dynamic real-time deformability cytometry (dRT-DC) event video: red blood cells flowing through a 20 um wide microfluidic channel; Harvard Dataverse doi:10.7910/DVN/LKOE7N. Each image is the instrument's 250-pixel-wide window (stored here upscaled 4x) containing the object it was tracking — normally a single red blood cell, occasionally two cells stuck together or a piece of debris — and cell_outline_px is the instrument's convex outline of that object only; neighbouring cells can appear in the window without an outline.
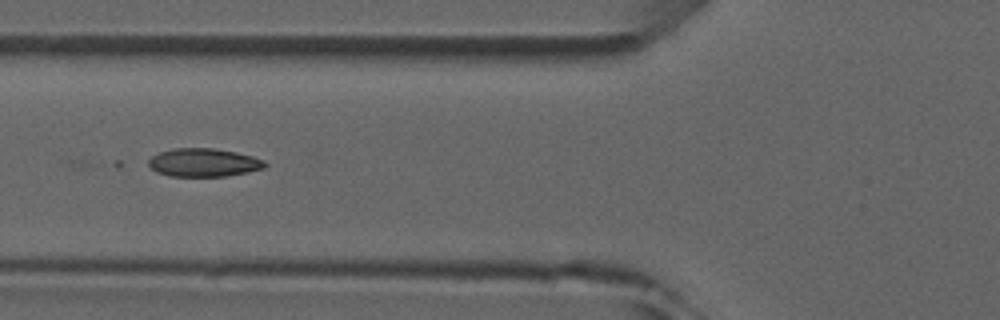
{"species": "common noctule bat (a hibernating species)", "species_latin": "Nyctalus noctula", "temperature_condition": "room temperature", "stored_images_in_passage": 8, "camera_frame_rate_fps": 3000, "um_per_image_px": 0.085, "animal": {"sex": "male", "forearm_length_mm": 52.5}, "frame": {"image": 1, "passage_image": 7, "time_ms": 7.0, "image_size_px": [1000, 320], "cell_outline_px": [[268, 164], [264, 168], [248, 172], [224, 176], [168, 176], [156, 172], [148, 164], [148, 160], [152, 156], [160, 152], [172, 148], [212, 148], [236, 152], [252, 156], [264, 160]], "centroid_in_image_um": [17.31, 13.81], "position_along_channel_um": 108.5, "area_um2": 19.19}}
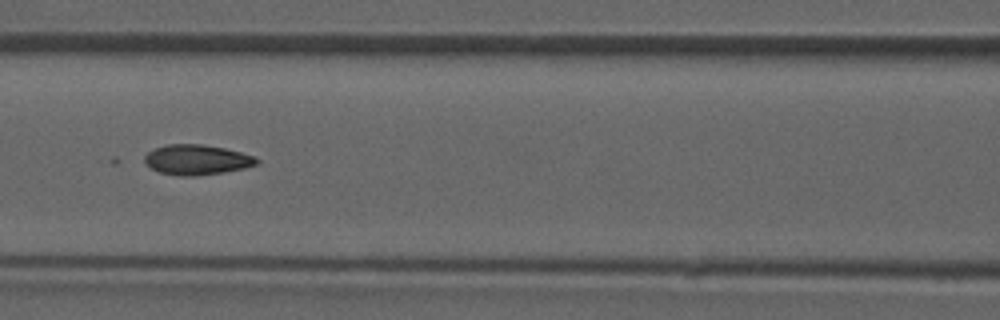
{"frame": {"image": 2, "passage_image": 8, "time_ms": 8.0, "image_size_px": [1000, 320], "cell_outline_px": [[260, 160], [256, 164], [244, 168], [224, 172], [196, 176], [180, 176], [160, 172], [152, 168], [144, 160], [144, 156], [148, 152], [156, 148], [168, 144], [200, 144], [224, 148], [256, 156]], "centroid_in_image_um": [16.75, 13.58], "position_along_channel_um": 149.8, "area_um2": 19.54}}